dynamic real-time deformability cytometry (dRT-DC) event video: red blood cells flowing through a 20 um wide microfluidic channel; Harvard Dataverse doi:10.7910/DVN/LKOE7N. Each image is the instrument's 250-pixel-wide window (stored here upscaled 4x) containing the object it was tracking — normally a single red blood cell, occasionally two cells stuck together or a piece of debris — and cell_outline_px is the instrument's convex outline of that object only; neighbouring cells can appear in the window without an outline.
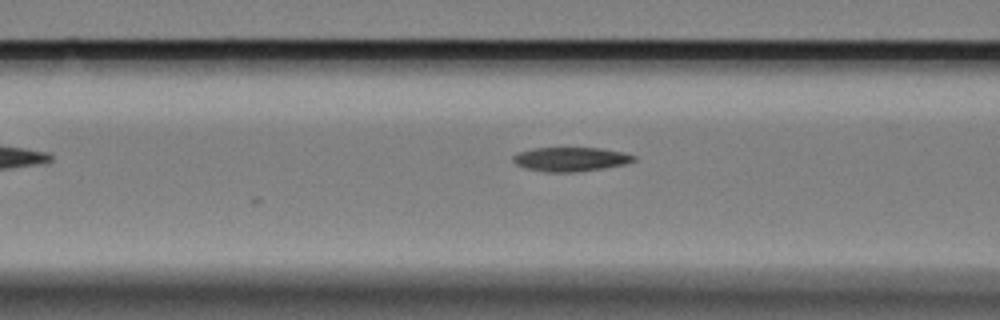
{"species": "Egyptian fruit bat (a non-hibernating species)", "species_latin": "Rousettus aegyptiacus", "temperature_condition": "cold", "stored_images_in_passage": 7, "camera_frame_rate_fps": 3000, "um_per_image_px": 0.085, "animal": {"sex": "female"}, "frame": {"image": 1, "passage_image": 7, "time_ms": 2.0, "image_size_px": [1000, 320], "cell_outline_px": [[636, 160], [624, 164], [600, 168], [572, 172], [544, 172], [524, 168], [516, 164], [512, 160], [512, 156], [520, 152], [532, 148], [600, 148], [624, 152], [636, 156]], "centroid_in_image_um": [48.47, 13.53], "position_along_channel_um": 118.1, "area_um2": 16.88}}